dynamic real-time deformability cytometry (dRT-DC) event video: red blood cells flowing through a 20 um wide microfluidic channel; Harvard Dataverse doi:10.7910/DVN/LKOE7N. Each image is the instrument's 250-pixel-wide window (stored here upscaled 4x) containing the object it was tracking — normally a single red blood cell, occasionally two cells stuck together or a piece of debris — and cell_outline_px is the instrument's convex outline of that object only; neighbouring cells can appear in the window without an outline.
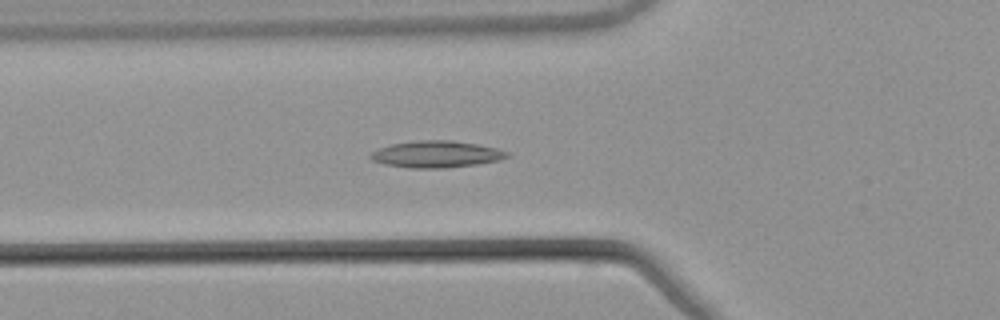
{"species": "common noctule bat (a hibernating species)", "species_latin": "Nyctalus noctula", "temperature_condition": "warm", "stored_images_in_passage": 9, "camera_frame_rate_fps": 3000, "um_per_image_px": 0.085, "animal": {"sex": "male", "body_mass_g": 21.5, "forearm_length_mm": 52.0}, "frame": {"image": 1, "passage_image": 2, "time_ms": 0.333, "image_size_px": [1000, 320], "cell_outline_px": [[508, 156], [500, 160], [476, 164], [444, 168], [412, 168], [384, 164], [372, 160], [368, 156], [372, 152], [380, 148], [392, 144], [420, 140], [452, 140], [476, 144], [496, 148], [508, 152]], "centroid_in_image_um": [37.08, 13.11], "position_along_channel_um": 88.7, "area_um2": 21.04}}